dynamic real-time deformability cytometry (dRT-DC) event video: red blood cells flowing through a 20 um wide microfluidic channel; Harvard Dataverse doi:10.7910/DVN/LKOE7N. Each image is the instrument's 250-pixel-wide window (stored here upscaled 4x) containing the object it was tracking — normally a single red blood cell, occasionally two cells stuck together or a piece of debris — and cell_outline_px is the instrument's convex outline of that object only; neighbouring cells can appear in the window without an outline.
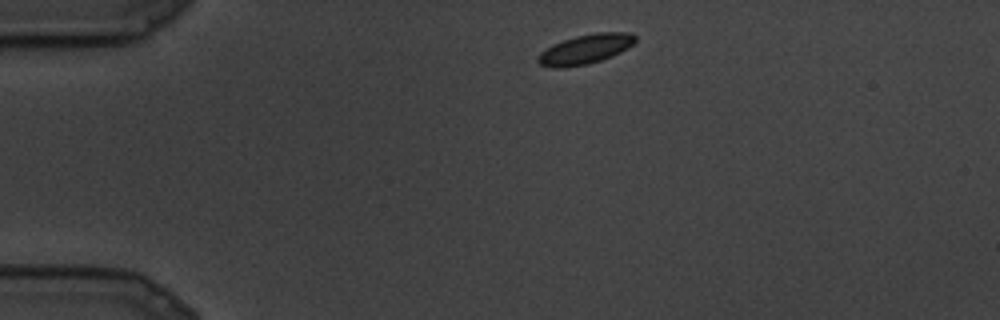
{"species": "common noctule bat (a hibernating species)", "species_latin": "Nyctalus noctula", "temperature_condition": "cold", "stored_images_in_passage": 13, "camera_frame_rate_fps": 3000, "um_per_image_px": 0.085, "animal": {"sex": "male", "body_mass_g": 19.5, "forearm_length_mm": 54.6}, "frame": {"image": 1, "passage_image": 1, "time_ms": 0.0, "image_size_px": [1000, 320], "cell_outline_px": [[636, 40], [628, 48], [612, 56], [588, 64], [560, 68], [552, 68], [540, 64], [536, 60], [536, 56], [540, 52], [552, 44], [576, 36], [596, 32], [632, 32], [636, 36]], "centroid_in_image_um": [49.74, 4.18], "position_along_channel_um": 35.3, "area_um2": 16.88}}
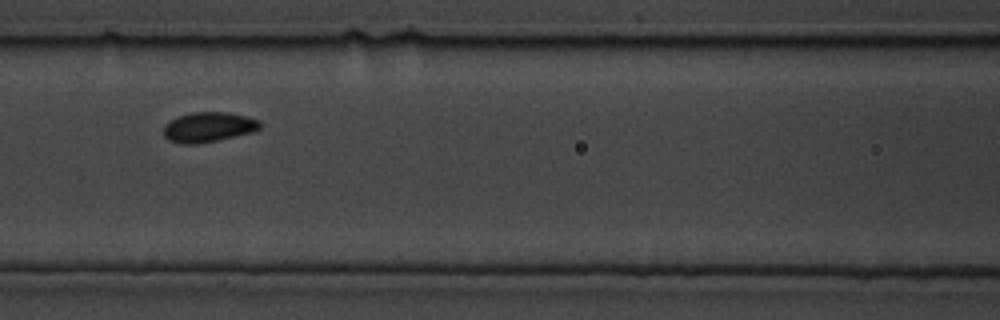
{"frame": {"image": 2, "passage_image": 7, "time_ms": 2.0, "image_size_px": [1000, 320], "cell_outline_px": [[260, 128], [252, 132], [216, 140], [196, 144], [180, 144], [168, 140], [164, 136], [164, 124], [180, 116], [192, 112], [228, 112], [260, 120]], "centroid_in_image_um": [17.7, 10.8], "position_along_channel_um": 148.9, "area_um2": 16.65}}
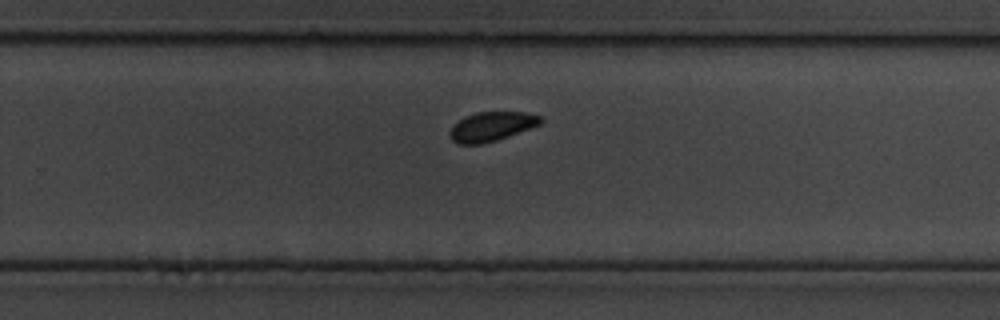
{"frame": {"image": 3, "passage_image": 13, "time_ms": 4.0, "image_size_px": [1000, 320], "cell_outline_px": [[544, 120], [540, 124], [508, 136], [496, 140], [480, 144], [456, 144], [448, 136], [448, 132], [464, 116], [476, 112], [524, 112], [540, 116]], "centroid_in_image_um": [41.76, 10.75], "position_along_channel_um": 288.0, "area_um2": 15.37}}